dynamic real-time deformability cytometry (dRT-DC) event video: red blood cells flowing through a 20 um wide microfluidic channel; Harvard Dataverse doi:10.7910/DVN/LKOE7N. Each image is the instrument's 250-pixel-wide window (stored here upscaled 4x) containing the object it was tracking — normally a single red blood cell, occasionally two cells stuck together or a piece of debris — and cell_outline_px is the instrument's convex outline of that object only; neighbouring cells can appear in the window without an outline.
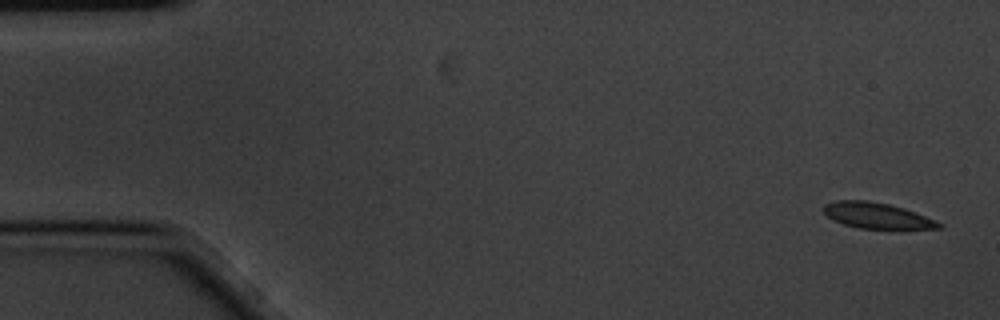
{"species": "common noctule bat (a hibernating species)", "species_latin": "Nyctalus noctula", "temperature_condition": "cold", "stored_images_in_passage": 3, "camera_frame_rate_fps": 3000, "um_per_image_px": 0.085, "animal": {"sex": "male", "body_mass_g": 20.1, "forearm_length_mm": 53.5}, "frame": {"image": 1, "passage_image": 1, "time_ms": 0.0, "image_size_px": [1000, 320], "cell_outline_px": [[944, 224], [940, 228], [860, 228], [844, 224], [832, 220], [824, 212], [824, 204], [836, 200], [868, 200], [888, 204], [904, 208]], "centroid_in_image_um": [74.49, 18.31], "position_along_channel_um": 10.5, "area_um2": 16.99}}
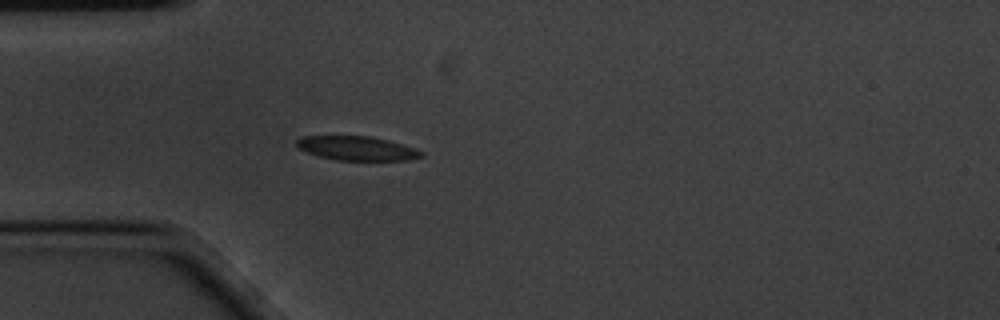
{"frame": {"image": 2, "passage_image": 3, "time_ms": 0.667, "image_size_px": [1000, 320], "cell_outline_px": [[424, 156], [408, 160], [336, 160], [320, 156], [296, 148], [296, 140], [304, 136], [372, 136], [388, 140], [424, 152]], "centroid_in_image_um": [30.32, 12.6], "position_along_channel_um": 54.7, "area_um2": 17.4}}